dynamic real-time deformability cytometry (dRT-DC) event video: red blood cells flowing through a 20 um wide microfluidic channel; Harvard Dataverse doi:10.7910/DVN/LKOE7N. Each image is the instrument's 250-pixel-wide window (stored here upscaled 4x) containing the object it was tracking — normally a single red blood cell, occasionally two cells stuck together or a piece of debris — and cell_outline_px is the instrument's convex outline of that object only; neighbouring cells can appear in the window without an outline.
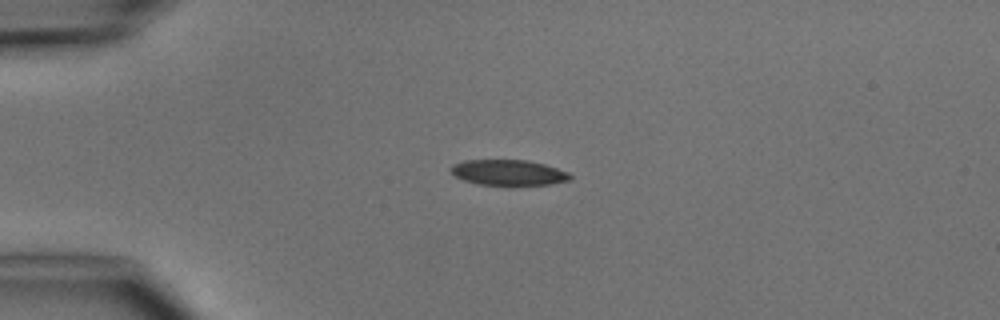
{"species": "common noctule bat (a hibernating species)", "species_latin": "Nyctalus noctula", "temperature_condition": "cold", "stored_images_in_passage": 6, "camera_frame_rate_fps": 3000, "um_per_image_px": 0.085, "animal": {"sex": "male", "body_mass_g": 15.6}, "frame": {"image": 1, "passage_image": 4, "time_ms": 3.333, "image_size_px": [1000, 320], "cell_outline_px": [[572, 176], [568, 180], [548, 184], [480, 184], [464, 180], [456, 176], [448, 168], [452, 164], [464, 160], [528, 160], [544, 164], [568, 172]], "centroid_in_image_um": [43.18, 14.64], "position_along_channel_um": 41.8, "area_um2": 17.4}}